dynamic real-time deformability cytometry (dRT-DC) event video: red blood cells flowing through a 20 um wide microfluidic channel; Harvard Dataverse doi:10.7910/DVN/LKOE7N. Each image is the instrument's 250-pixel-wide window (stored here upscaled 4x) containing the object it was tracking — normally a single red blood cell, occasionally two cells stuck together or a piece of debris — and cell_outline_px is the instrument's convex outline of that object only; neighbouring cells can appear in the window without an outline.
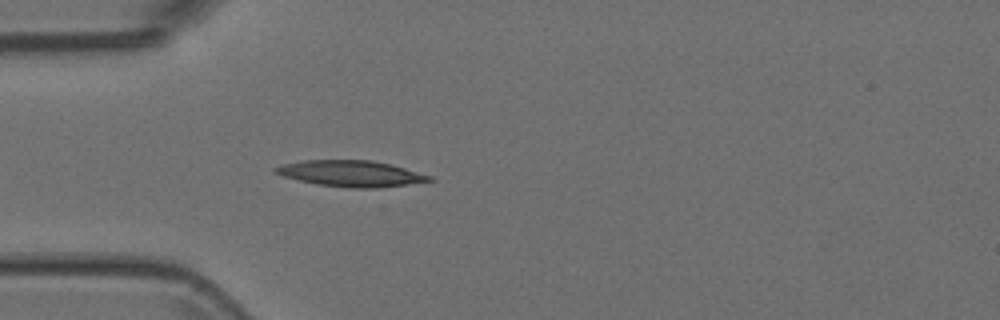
{"species": "Egyptian fruit bat (a non-hibernating species)", "species_latin": "Rousettus aegyptiacus", "temperature_condition": "room temperature", "stored_images_in_passage": 3, "camera_frame_rate_fps": 3000, "um_per_image_px": 0.085, "animal": {"sex": "female"}, "frame": {"image": 1, "passage_image": 3, "time_ms": 0.667, "image_size_px": [1000, 320], "cell_outline_px": [[436, 180], [408, 184], [376, 188], [348, 188], [316, 184], [284, 176], [276, 172], [272, 168], [284, 164], [300, 160], [372, 160], [392, 164], [432, 176]], "centroid_in_image_um": [29.87, 14.75], "position_along_channel_um": 55.1, "area_um2": 23.41}}